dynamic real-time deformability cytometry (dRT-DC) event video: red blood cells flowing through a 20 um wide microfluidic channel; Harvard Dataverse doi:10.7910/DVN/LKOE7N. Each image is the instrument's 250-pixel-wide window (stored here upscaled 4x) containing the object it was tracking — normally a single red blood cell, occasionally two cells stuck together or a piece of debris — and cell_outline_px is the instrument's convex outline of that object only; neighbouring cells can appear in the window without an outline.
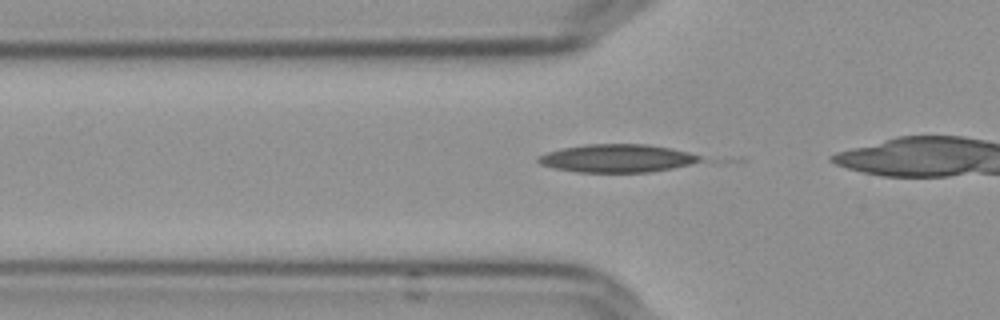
{"species": "Egyptian fruit bat (a non-hibernating species)", "species_latin": "Rousettus aegyptiacus", "temperature_condition": "cold", "stored_images_in_passage": 5, "camera_frame_rate_fps": 3000, "um_per_image_px": 0.085, "frame": {"image": 1, "passage_image": 4, "time_ms": 1.0, "image_size_px": [1000, 320], "cell_outline_px": [[700, 160], [688, 164], [672, 168], [648, 172], [576, 172], [552, 168], [540, 164], [536, 160], [536, 156], [548, 152], [564, 148], [584, 144], [648, 144], [672, 148], [688, 152], [700, 156]], "centroid_in_image_um": [52.38, 13.45], "position_along_channel_um": 73.4, "area_um2": 26.36}}